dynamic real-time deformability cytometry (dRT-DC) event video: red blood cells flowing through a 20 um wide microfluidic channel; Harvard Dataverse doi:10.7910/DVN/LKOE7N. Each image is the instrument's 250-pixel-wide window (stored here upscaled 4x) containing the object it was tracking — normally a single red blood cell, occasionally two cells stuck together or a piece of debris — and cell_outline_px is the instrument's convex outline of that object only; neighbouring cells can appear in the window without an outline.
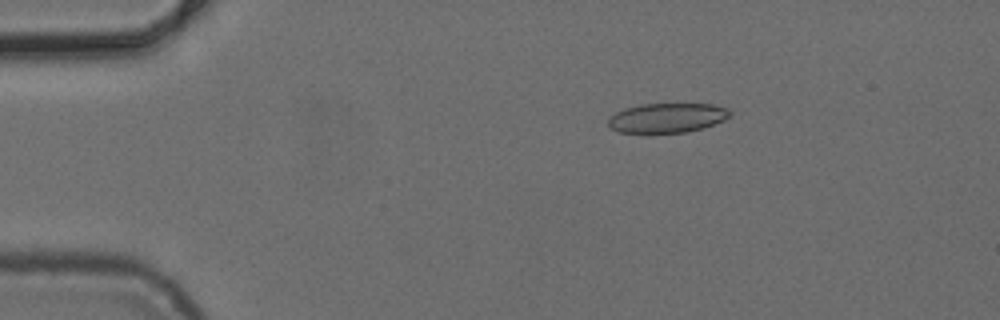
{"species": "common noctule bat (a hibernating species)", "species_latin": "Nyctalus noctula", "temperature_condition": "cold", "stored_images_in_passage": 5, "camera_frame_rate_fps": 3000, "um_per_image_px": 0.085, "animal": {"sex": "female", "body_mass_g": 24.6, "forearm_length_mm": 56.2}, "frame": {"image": 1, "passage_image": 2, "time_ms": 1.333, "image_size_px": [1000, 320], "cell_outline_px": [[732, 116], [724, 120], [704, 128], [688, 132], [620, 132], [612, 128], [608, 124], [608, 116], [624, 108], [640, 104], [712, 104], [728, 108], [732, 112]], "centroid_in_image_um": [56.74, 10.0], "position_along_channel_um": 28.3, "area_um2": 21.04}}